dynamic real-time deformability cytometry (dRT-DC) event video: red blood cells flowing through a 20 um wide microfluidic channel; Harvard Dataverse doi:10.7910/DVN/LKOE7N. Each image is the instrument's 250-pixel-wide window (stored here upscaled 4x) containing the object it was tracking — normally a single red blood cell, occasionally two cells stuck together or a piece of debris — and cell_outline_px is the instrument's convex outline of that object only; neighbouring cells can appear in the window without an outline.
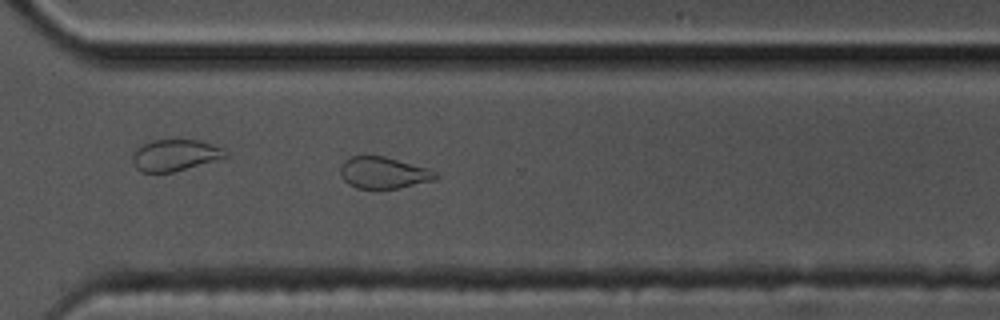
{"species": "common noctule bat (a hibernating species)", "species_latin": "Nyctalus noctula", "temperature_condition": "cold", "stored_images_in_passage": 51, "camera_frame_rate_fps": 3000, "um_per_image_px": 0.085, "animal": {"sex": "male", "body_mass_g": 17.5, "forearm_length_mm": 52.3}, "frame": {"image": 1, "passage_image": 37, "time_ms": 12.0, "image_size_px": [1000, 320], "cell_outline_px": [[440, 176], [436, 180], [400, 188], [376, 192], [356, 188], [348, 184], [340, 176], [340, 164], [344, 160], [352, 156], [384, 156], [428, 168], [436, 172]], "centroid_in_image_um": [32.59, 14.73], "position_along_channel_um": 338.0, "area_um2": 18.32}, "authors_computed_cell_mechanics": {"area_um2": 17.8602, "velocity_mm_per_s": 3.5713, "shape_relaxation_time_tau1_ms": null, "shape_relaxation_time_tau2_ms": 2.6823, "deformation_change_tau1": null, "deformation_change_tau2": 0.075}}